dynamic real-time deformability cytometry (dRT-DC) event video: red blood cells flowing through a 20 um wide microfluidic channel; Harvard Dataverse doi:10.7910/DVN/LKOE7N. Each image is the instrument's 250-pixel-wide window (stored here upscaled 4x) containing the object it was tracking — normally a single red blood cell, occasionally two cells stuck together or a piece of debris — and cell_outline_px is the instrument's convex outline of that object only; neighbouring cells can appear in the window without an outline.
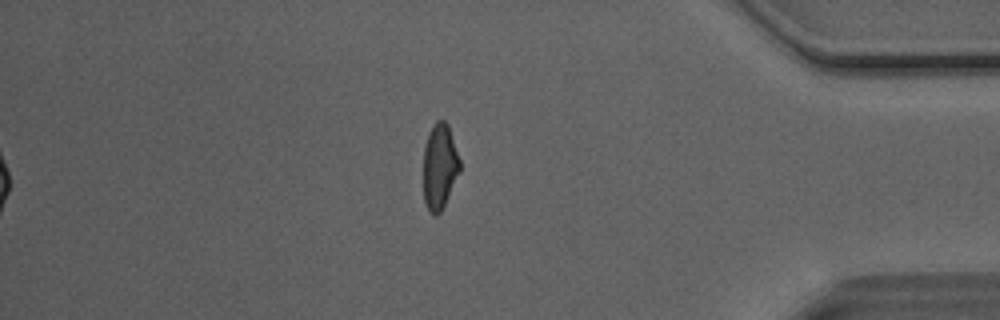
{"species": "Egyptian fruit bat (a non-hibernating species)", "species_latin": "Rousettus aegyptiacus", "temperature_condition": "room temperature", "stored_images_in_passage": 35, "camera_frame_rate_fps": 3000, "um_per_image_px": 0.085, "animal": {"sex": "male"}, "frame": {"image": 1, "passage_image": 35, "time_ms": 11.333, "image_size_px": [1000, 320], "cell_outline_px": [[460, 172], [440, 212], [436, 216], [432, 216], [428, 212], [424, 200], [424, 144], [428, 132], [432, 124], [436, 120], [444, 120], [448, 124], [460, 160]], "centroid_in_image_um": [37.36, 14.13], "position_along_channel_um": 397.8, "area_um2": 18.32}, "authors_computed_cell_mechanics": {"area_um2": 19.4208, "velocity_mm_per_s": 4.0983, "shape_relaxation_time_tau1_ms": 8.9792, "shape_relaxation_time_tau2_ms": 1.4955, "deformation_change_tau1": 0.2304, "deformation_change_tau2": 0.0848}}